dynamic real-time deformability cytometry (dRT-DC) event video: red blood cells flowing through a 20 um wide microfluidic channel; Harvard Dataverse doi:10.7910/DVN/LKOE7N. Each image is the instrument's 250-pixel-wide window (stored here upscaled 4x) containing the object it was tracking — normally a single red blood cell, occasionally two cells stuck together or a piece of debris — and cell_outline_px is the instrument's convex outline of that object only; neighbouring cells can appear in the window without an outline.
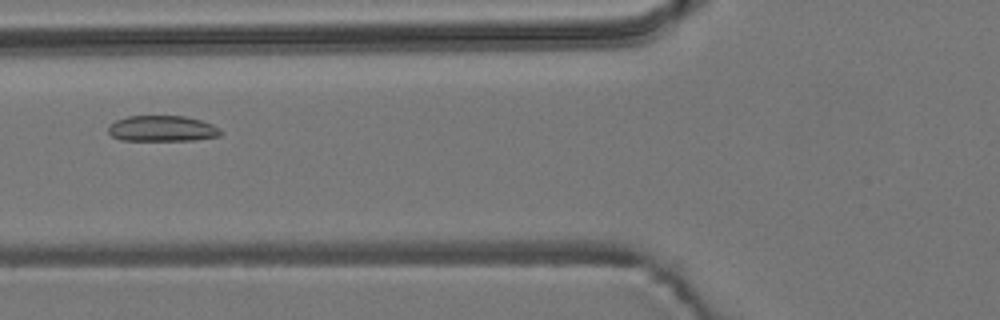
{"species": "common noctule bat (a hibernating species)", "species_latin": "Nyctalus noctula", "temperature_condition": "room temperature", "stored_images_in_passage": 48, "camera_frame_rate_fps": 3000, "um_per_image_px": 0.085, "animal": {"sex": "male", "body_mass_g": 19.2, "forearm_length_mm": 51.8}, "frame": {"image": 1, "passage_image": 21, "time_ms": 6.667, "image_size_px": [1000, 320], "cell_outline_px": [[220, 136], [196, 140], [120, 140], [112, 136], [108, 132], [108, 128], [116, 120], [128, 116], [184, 116], [200, 120], [212, 124], [220, 128]], "centroid_in_image_um": [13.79, 10.93], "position_along_channel_um": 112.0, "area_um2": 16.82}}
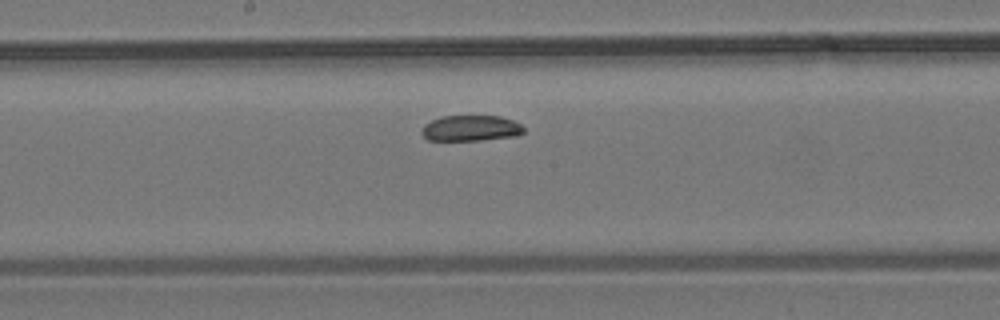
{"frame": {"image": 2, "passage_image": 29, "time_ms": 9.333, "image_size_px": [1000, 320], "cell_outline_px": [[524, 132], [516, 136], [480, 140], [428, 140], [420, 132], [424, 124], [440, 116], [500, 116], [512, 120], [520, 124], [524, 128]], "centroid_in_image_um": [40.0, 10.89], "position_along_channel_um": 208.2, "area_um2": 15.32}}
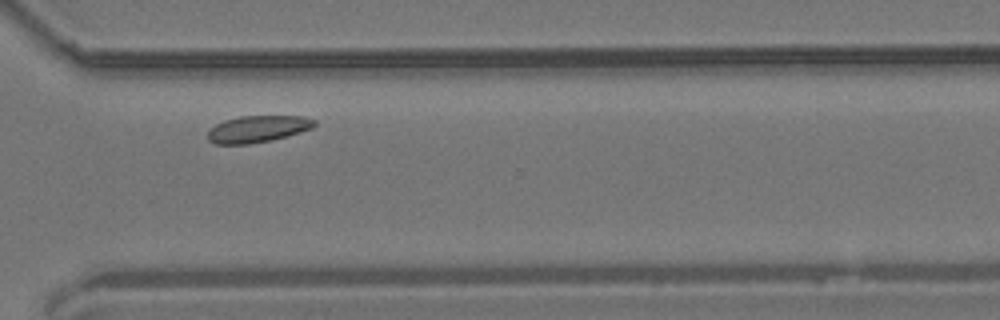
{"frame": {"image": 3, "passage_image": 41, "time_ms": 13.333, "image_size_px": [1000, 320], "cell_outline_px": [[316, 124], [312, 128], [300, 132], [272, 140], [248, 144], [216, 144], [208, 140], [208, 132], [216, 124], [224, 120], [240, 116], [304, 116], [316, 120]], "centroid_in_image_um": [21.91, 10.96], "position_along_channel_um": 348.7, "area_um2": 16.59}, "authors_computed_cell_mechanics": {"area_um2": 16.5308, "velocity_mm_per_s": 3.5566, "shape_relaxation_time_tau1_ms": 3.7838, "shape_relaxation_time_tau2_ms": null, "deformation_change_tau1": 0.0659, "deformation_change_tau2": null}}